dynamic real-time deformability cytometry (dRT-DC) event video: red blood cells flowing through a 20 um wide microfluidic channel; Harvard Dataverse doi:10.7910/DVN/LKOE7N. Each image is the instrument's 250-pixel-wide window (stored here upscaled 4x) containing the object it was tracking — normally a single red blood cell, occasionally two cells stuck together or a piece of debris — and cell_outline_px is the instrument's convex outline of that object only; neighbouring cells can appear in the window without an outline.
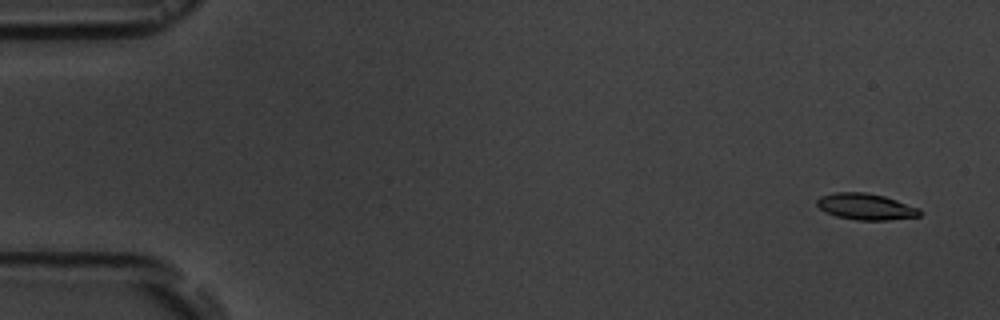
{"species": "common noctule bat (a hibernating species)", "species_latin": "Nyctalus noctula", "temperature_condition": "room temperature", "stored_images_in_passage": 4, "camera_frame_rate_fps": 3000, "um_per_image_px": 0.085, "animal": {"sex": "male", "body_mass_g": 19.5, "forearm_length_mm": 54.6}, "frame": {"image": 1, "passage_image": 1, "time_ms": 0.0, "image_size_px": [1000, 320], "cell_outline_px": [[920, 216], [888, 220], [856, 220], [836, 216], [824, 212], [816, 204], [816, 200], [820, 196], [836, 192], [864, 192], [884, 196], [920, 208]], "centroid_in_image_um": [73.56, 17.56], "position_along_channel_um": 11.4, "area_um2": 15.78}}
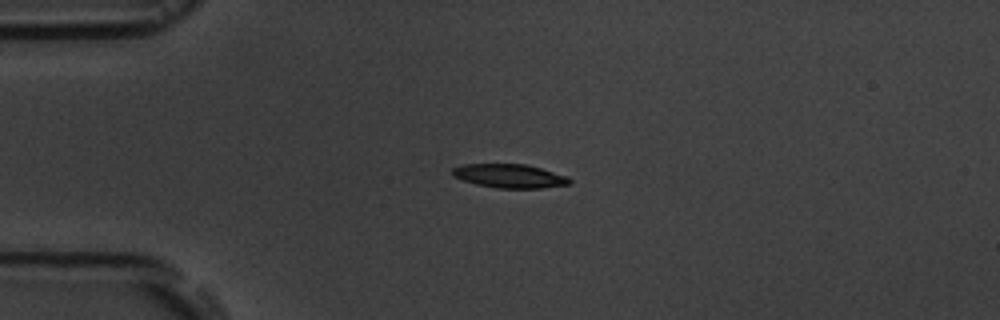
{"frame": {"image": 2, "passage_image": 4, "time_ms": 3.667, "image_size_px": [1000, 320], "cell_outline_px": [[572, 184], [540, 188], [496, 188], [476, 184], [452, 176], [452, 168], [464, 164], [528, 164], [568, 176], [572, 180]], "centroid_in_image_um": [43.35, 14.96], "position_along_channel_um": 41.7, "area_um2": 16.36}}